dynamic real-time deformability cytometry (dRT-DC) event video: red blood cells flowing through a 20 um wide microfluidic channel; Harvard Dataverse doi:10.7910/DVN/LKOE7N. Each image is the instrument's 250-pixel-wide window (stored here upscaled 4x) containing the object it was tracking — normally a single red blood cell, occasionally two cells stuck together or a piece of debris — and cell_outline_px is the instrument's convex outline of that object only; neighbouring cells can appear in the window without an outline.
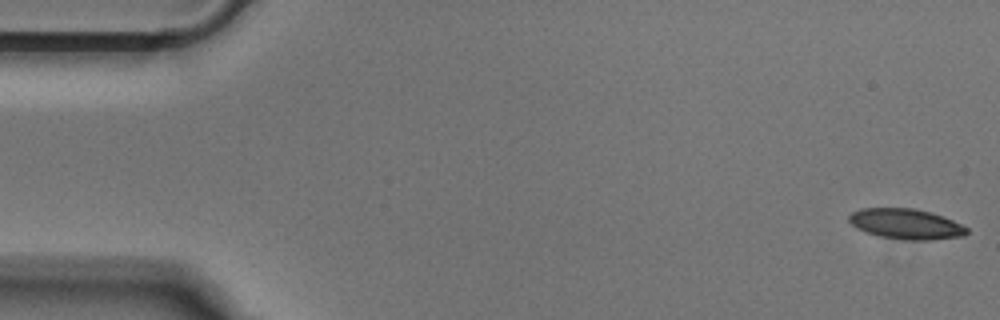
{"species": "Egyptian fruit bat (a non-hibernating species)", "species_latin": "Rousettus aegyptiacus", "temperature_condition": "cold", "stored_images_in_passage": 46, "camera_frame_rate_fps": 3000, "um_per_image_px": 0.085, "animal": {"sex": "male"}, "frame": {"image": 1, "passage_image": 1, "time_ms": 0.0, "image_size_px": [1000, 320], "cell_outline_px": [[968, 232], [964, 236], [932, 240], [904, 240], [880, 236], [856, 228], [848, 220], [848, 216], [852, 212], [860, 208], [916, 208], [932, 212], [944, 216], [968, 228]], "centroid_in_image_um": [77.02, 19.03], "position_along_channel_um": 8.0, "area_um2": 20.98}}
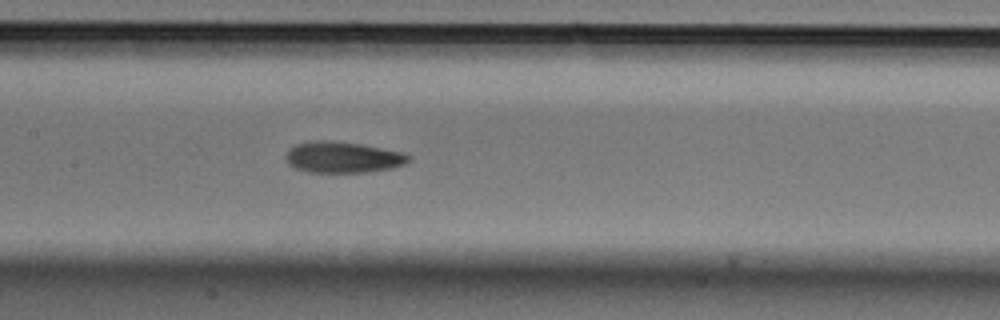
{"frame": {"image": 2, "passage_image": 24, "time_ms": 7.667, "image_size_px": [1000, 320], "cell_outline_px": [[412, 160], [404, 164], [392, 168], [364, 172], [308, 172], [296, 168], [288, 164], [284, 156], [288, 148], [296, 144], [312, 140], [332, 140], [360, 144], [404, 152], [412, 156]], "centroid_in_image_um": [29.13, 13.35], "position_along_channel_um": 178.3, "area_um2": 22.54}}
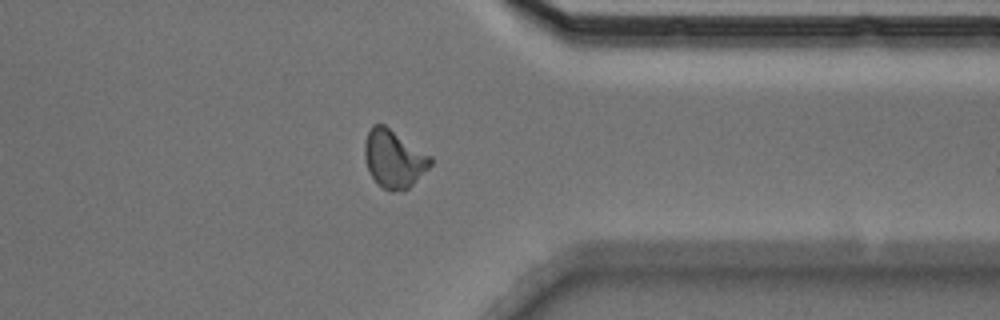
{"frame": {"image": 3, "passage_image": 40, "time_ms": 13.0, "image_size_px": [1000, 320], "cell_outline_px": [[432, 164], [404, 192], [392, 192], [384, 188], [368, 172], [364, 156], [364, 144], [368, 132], [372, 124], [384, 124], [432, 156]], "centroid_in_image_um": [33.47, 13.49], "position_along_channel_um": 377.9, "area_um2": 22.2}}